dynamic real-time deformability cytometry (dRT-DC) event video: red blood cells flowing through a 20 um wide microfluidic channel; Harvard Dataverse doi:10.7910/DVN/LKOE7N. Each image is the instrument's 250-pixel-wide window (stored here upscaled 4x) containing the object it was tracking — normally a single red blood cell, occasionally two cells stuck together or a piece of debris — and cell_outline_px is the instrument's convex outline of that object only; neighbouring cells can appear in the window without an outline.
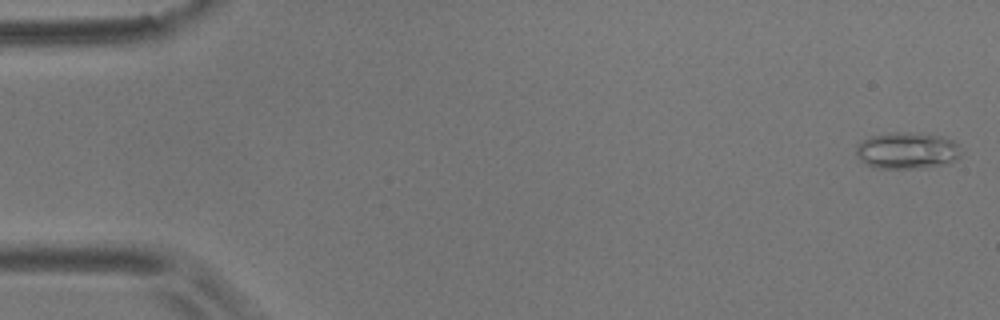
{"species": "common noctule bat (a hibernating species)", "species_latin": "Nyctalus noctula", "temperature_condition": "room temperature", "stored_images_in_passage": 4, "camera_frame_rate_fps": 3000, "um_per_image_px": 0.085, "animal": {"sex": "male", "body_mass_g": 17.9}, "frame": {"image": 1, "passage_image": 1, "time_ms": 0.0, "image_size_px": [1000, 320], "cell_outline_px": [[960, 156], [948, 164], [924, 168], [880, 168], [868, 164], [860, 160], [856, 156], [856, 148], [864, 140], [872, 136], [892, 132], [920, 132], [940, 136], [952, 140], [956, 144], [960, 152]], "centroid_in_image_um": [77.12, 12.8], "position_along_channel_um": 7.9, "area_um2": 22.31}}